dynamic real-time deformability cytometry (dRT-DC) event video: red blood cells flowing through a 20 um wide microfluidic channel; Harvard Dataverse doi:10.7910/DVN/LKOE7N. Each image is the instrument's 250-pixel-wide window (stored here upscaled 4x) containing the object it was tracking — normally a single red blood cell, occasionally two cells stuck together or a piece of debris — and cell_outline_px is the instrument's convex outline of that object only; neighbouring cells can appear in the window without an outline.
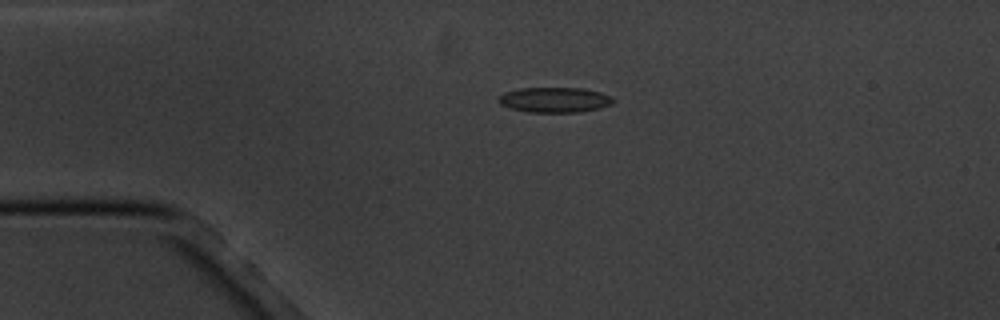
{"species": "common noctule bat (a hibernating species)", "species_latin": "Nyctalus noctula", "temperature_condition": "cold", "stored_images_in_passage": 5, "camera_frame_rate_fps": 3000, "um_per_image_px": 0.085, "animal": {"sex": "male", "body_mass_g": 20.1, "forearm_length_mm": 53.5}, "frame": {"image": 1, "passage_image": 4, "time_ms": 3.667, "image_size_px": [1000, 320], "cell_outline_px": [[616, 100], [612, 104], [600, 108], [580, 112], [528, 112], [508, 108], [500, 104], [496, 100], [504, 92], [520, 88], [584, 88], [600, 92], [612, 96]], "centroid_in_image_um": [47.15, 8.49], "position_along_channel_um": 37.9, "area_um2": 17.05}}